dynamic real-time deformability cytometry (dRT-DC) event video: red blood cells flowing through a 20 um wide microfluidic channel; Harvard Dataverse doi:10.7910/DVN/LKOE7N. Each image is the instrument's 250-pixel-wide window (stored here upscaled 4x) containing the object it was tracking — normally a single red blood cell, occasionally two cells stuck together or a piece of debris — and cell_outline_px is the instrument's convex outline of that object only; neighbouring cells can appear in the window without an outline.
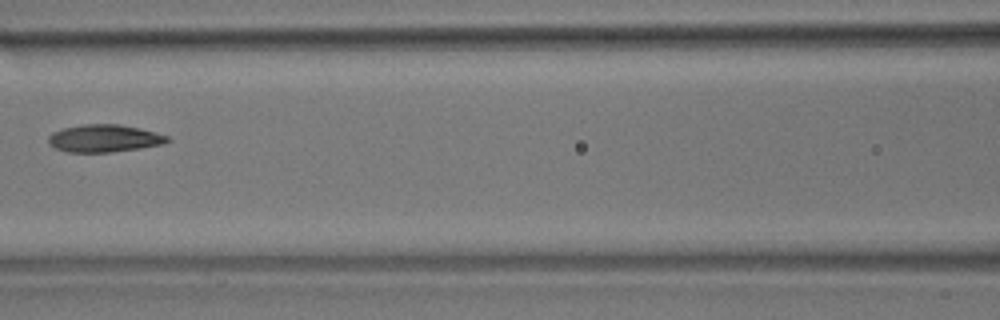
{"species": "common noctule bat (a hibernating species)", "species_latin": "Nyctalus noctula", "temperature_condition": "room temperature", "stored_images_in_passage": 9, "camera_frame_rate_fps": 3000, "um_per_image_px": 0.085, "animal": {"sex": "male", "body_mass_g": 17.9}, "frame": {"image": 1, "passage_image": 6, "time_ms": 7.333, "image_size_px": [1000, 320], "cell_outline_px": [[172, 140], [164, 144], [140, 148], [112, 152], [68, 152], [56, 148], [48, 144], [48, 136], [52, 132], [64, 128], [84, 124], [120, 124], [140, 128], [168, 136]], "centroid_in_image_um": [8.87, 11.76], "position_along_channel_um": 157.7, "area_um2": 19.13}}
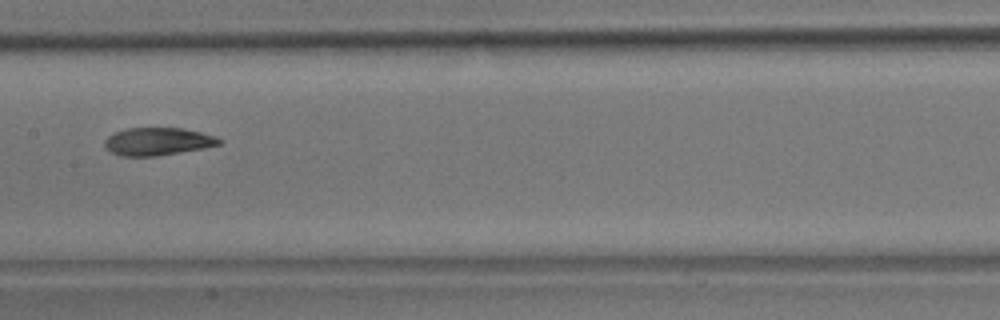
{"frame": {"image": 2, "passage_image": 7, "time_ms": 8.333, "image_size_px": [1000, 320], "cell_outline_px": [[224, 140], [220, 144], [204, 148], [156, 156], [120, 156], [112, 152], [104, 144], [104, 140], [108, 136], [116, 132], [128, 128], [184, 128], [216, 136]], "centroid_in_image_um": [13.44, 12.02], "position_along_channel_um": 194.0, "area_um2": 18.44}}
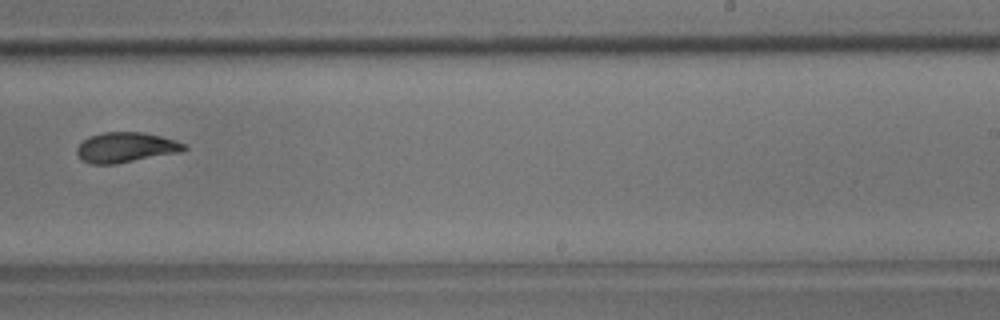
{"frame": {"image": 3, "passage_image": 9, "time_ms": 10.667, "image_size_px": [1000, 320], "cell_outline_px": [[188, 148], [180, 152], [116, 164], [92, 164], [80, 160], [76, 152], [76, 148], [88, 136], [104, 132], [144, 132], [160, 136], [184, 144]], "centroid_in_image_um": [10.64, 12.53], "position_along_channel_um": 278.4, "area_um2": 18.79}}